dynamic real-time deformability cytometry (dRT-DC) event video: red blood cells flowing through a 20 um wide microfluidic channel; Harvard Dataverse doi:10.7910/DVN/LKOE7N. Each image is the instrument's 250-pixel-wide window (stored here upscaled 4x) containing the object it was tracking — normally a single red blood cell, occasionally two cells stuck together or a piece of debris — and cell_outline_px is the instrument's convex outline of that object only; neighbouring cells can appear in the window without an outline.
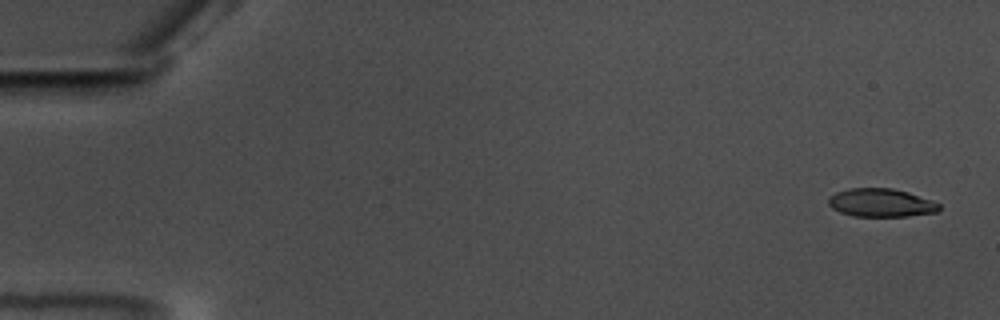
{"species": "common noctule bat (a hibernating species)", "species_latin": "Nyctalus noctula", "temperature_condition": "warm", "stored_images_in_passage": 59, "camera_frame_rate_fps": 3000, "um_per_image_px": 0.085, "animal": {"sex": "male", "body_mass_g": 17.5, "forearm_length_mm": 52.3}, "frame": {"image": 1, "passage_image": 3, "time_ms": 0.667, "image_size_px": [1000, 320], "cell_outline_px": [[940, 208], [936, 212], [908, 216], [852, 216], [840, 212], [832, 208], [828, 204], [828, 200], [836, 192], [848, 188], [892, 188], [908, 192], [932, 200], [940, 204]], "centroid_in_image_um": [74.89, 17.23], "position_along_channel_um": 10.1, "area_um2": 18.21}}
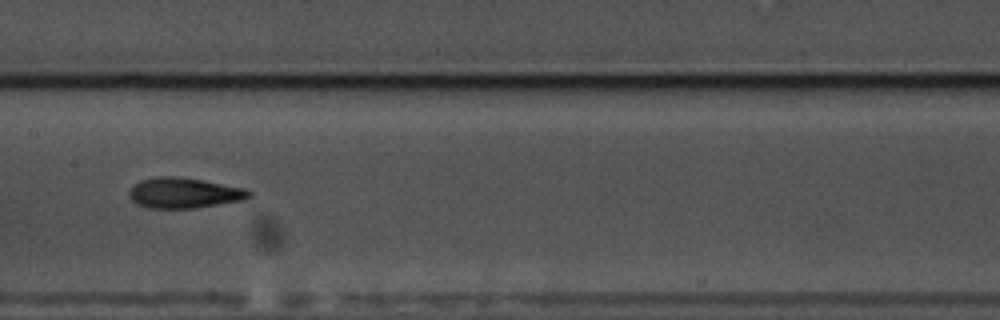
{"frame": {"image": 2, "passage_image": 31, "time_ms": 10.0, "image_size_px": [1000, 320], "cell_outline_px": [[252, 196], [240, 200], [196, 208], [148, 208], [136, 204], [128, 196], [128, 192], [132, 184], [140, 180], [156, 176], [184, 176], [244, 188], [252, 192]], "centroid_in_image_um": [15.58, 16.38], "position_along_channel_um": 191.8, "area_um2": 21.56}}
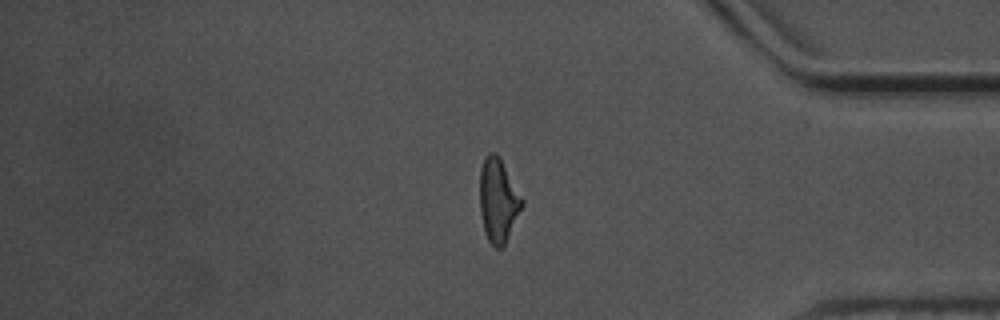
{"frame": {"image": 3, "passage_image": 50, "time_ms": 16.333, "image_size_px": [1000, 320], "cell_outline_px": [[524, 204], [504, 244], [500, 248], [496, 248], [488, 240], [484, 232], [480, 212], [480, 168], [488, 152], [496, 152], [524, 200]], "centroid_in_image_um": [42.33, 17.03], "position_along_channel_um": 392.9, "area_um2": 20.35}, "authors_computed_cell_mechanics": {"area_um2": 20.1144, "velocity_mm_per_s": 3.5211, "shape_relaxation_time_tau1_ms": 5.319, "shape_relaxation_time_tau2_ms": 2.8315, "deformation_change_tau1": 0.1861, "deformation_change_tau2": 0.1187}}